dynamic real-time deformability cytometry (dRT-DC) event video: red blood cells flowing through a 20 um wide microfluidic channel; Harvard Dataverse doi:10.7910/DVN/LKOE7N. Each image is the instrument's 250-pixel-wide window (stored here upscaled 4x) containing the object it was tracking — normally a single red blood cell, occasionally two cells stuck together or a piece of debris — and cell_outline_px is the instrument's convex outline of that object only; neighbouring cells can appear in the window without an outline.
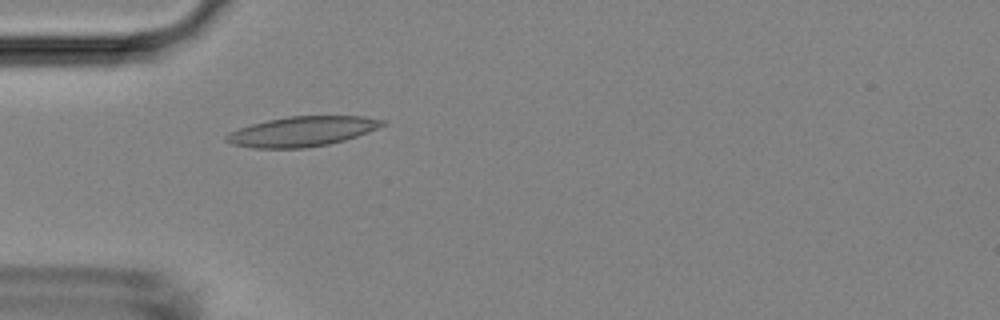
{"species": "Egyptian fruit bat (a non-hibernating species)", "species_latin": "Rousettus aegyptiacus", "temperature_condition": "room temperature", "stored_images_in_passage": 2, "camera_frame_rate_fps": 3000, "um_per_image_px": 0.085, "animal": {"sex": "female"}, "frame": {"image": 1, "passage_image": 2, "time_ms": 2.333, "image_size_px": [1000, 320], "cell_outline_px": [[388, 124], [368, 132], [344, 140], [328, 144], [304, 148], [252, 148], [232, 144], [224, 140], [224, 136], [240, 128], [252, 124], [268, 120], [288, 116], [364, 116], [384, 120]], "centroid_in_image_um": [25.7, 11.17], "position_along_channel_um": 59.3, "area_um2": 27.11}}